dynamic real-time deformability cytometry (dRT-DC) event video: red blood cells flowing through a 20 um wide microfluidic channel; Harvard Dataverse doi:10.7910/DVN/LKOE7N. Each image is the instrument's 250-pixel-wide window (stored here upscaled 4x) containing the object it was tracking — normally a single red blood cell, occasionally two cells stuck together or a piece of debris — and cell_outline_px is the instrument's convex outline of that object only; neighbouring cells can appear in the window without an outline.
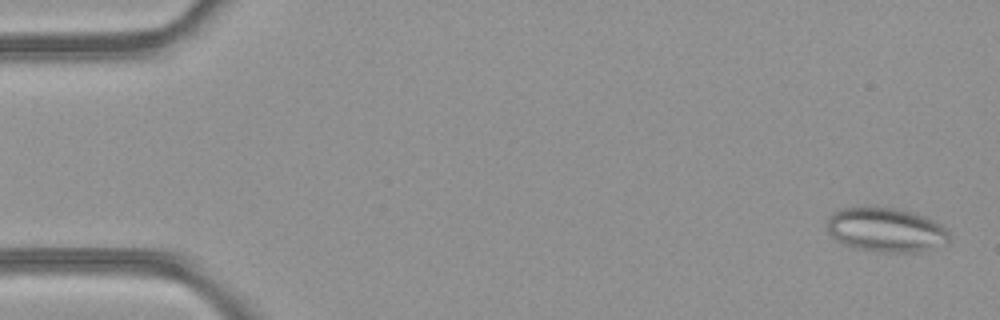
{"species": "common noctule bat (a hibernating species)", "species_latin": "Nyctalus noctula", "temperature_condition": "room temperature", "stored_images_in_passage": 49, "camera_frame_rate_fps": 3000, "um_per_image_px": 0.085, "animal": {"sex": "female", "body_mass_g": 21.9}, "frame": {"image": 1, "passage_image": 2, "time_ms": 0.333, "image_size_px": [1000, 320], "cell_outline_px": [[948, 240], [912, 252], [880, 252], [860, 248], [844, 244], [836, 240], [828, 232], [828, 220], [832, 212], [840, 208], [892, 208], [912, 212], [924, 216], [940, 224], [948, 232]], "centroid_in_image_um": [75.22, 19.52], "position_along_channel_um": 9.8, "area_um2": 30.4}}
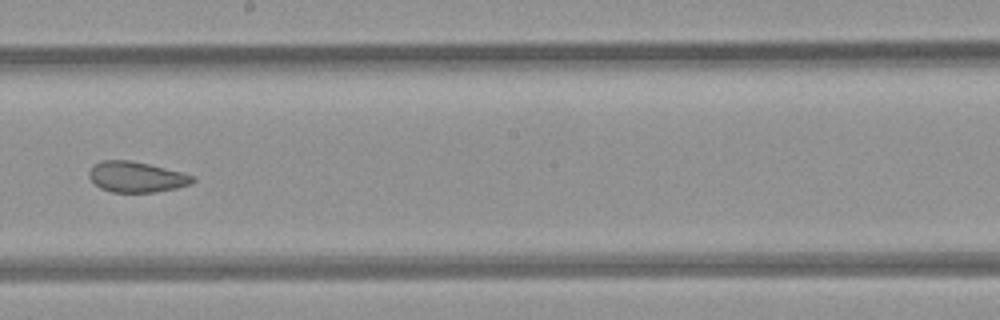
{"frame": {"image": 2, "passage_image": 28, "time_ms": 9.0, "image_size_px": [1000, 320], "cell_outline_px": [[196, 180], [188, 184], [176, 188], [156, 192], [112, 192], [100, 188], [88, 176], [88, 172], [100, 160], [132, 160], [196, 176]], "centroid_in_image_um": [11.59, 15.04], "position_along_channel_um": 236.6, "area_um2": 18.32}}
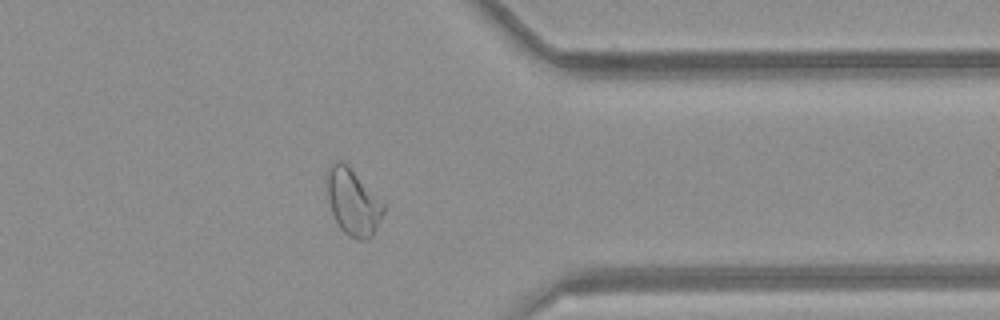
{"frame": {"image": 3, "passage_image": 39, "time_ms": 12.667, "image_size_px": [1000, 320], "cell_outline_px": [[384, 212], [372, 236], [368, 240], [356, 240], [348, 236], [340, 228], [332, 212], [328, 196], [324, 176], [328, 164], [340, 160], [348, 164], [384, 204]], "centroid_in_image_um": [29.96, 17.14], "position_along_channel_um": 381.4, "area_um2": 22.08}, "authors_computed_cell_mechanics": {"area_um2": 23.5246, "velocity_mm_per_s": 4.2466, "shape_relaxation_time_tau1_ms": null, "shape_relaxation_time_tau2_ms": 2.2846, "deformation_change_tau1": null, "deformation_change_tau2": 0.0725}}